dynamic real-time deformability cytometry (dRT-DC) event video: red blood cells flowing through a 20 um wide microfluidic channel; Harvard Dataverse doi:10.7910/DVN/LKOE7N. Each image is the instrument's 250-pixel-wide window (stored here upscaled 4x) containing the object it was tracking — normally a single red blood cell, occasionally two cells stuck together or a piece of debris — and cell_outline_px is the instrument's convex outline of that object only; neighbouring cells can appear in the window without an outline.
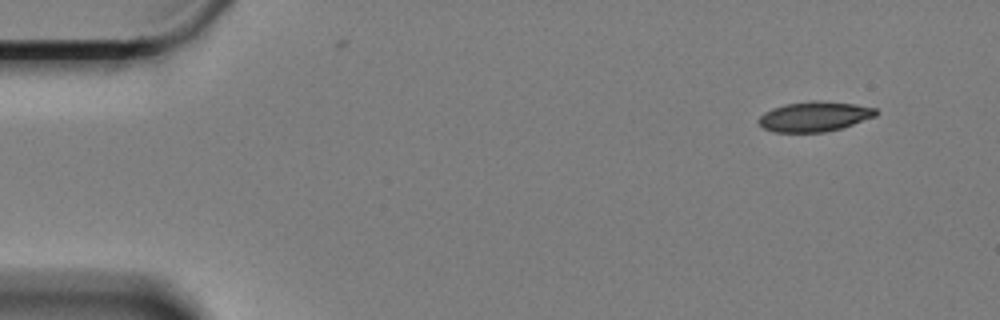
{"species": "Egyptian fruit bat (a non-hibernating species)", "species_latin": "Rousettus aegyptiacus", "temperature_condition": "cold", "stored_images_in_passage": 56, "camera_frame_rate_fps": 3000, "um_per_image_px": 0.085, "animal": {"sex": "female"}, "frame": {"image": 1, "passage_image": 1, "time_ms": 0.0, "image_size_px": [1000, 320], "cell_outline_px": [[880, 112], [876, 116], [840, 128], [824, 132], [772, 132], [764, 128], [756, 120], [764, 112], [772, 108], [788, 104], [852, 104], [876, 108]], "centroid_in_image_um": [69.2, 9.96], "position_along_channel_um": 15.8, "area_um2": 19.36}}
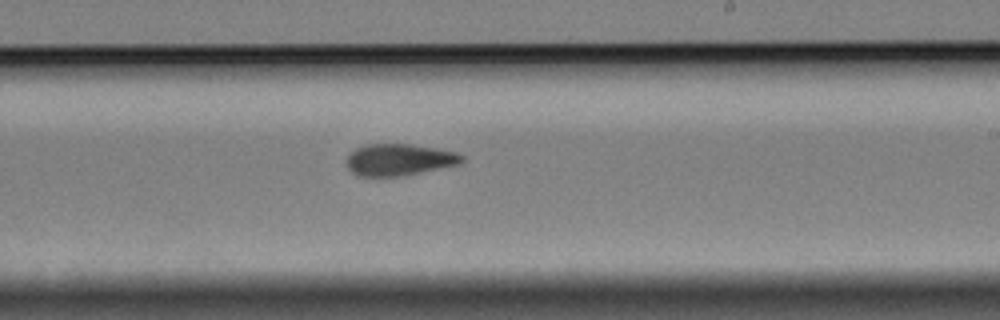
{"frame": {"image": 2, "passage_image": 32, "time_ms": 10.333, "image_size_px": [1000, 320], "cell_outline_px": [[464, 160], [460, 164], [404, 176], [356, 176], [348, 168], [348, 156], [356, 148], [368, 144], [408, 144], [456, 152], [464, 156]], "centroid_in_image_um": [33.94, 13.59], "position_along_channel_um": 255.1, "area_um2": 21.15}}
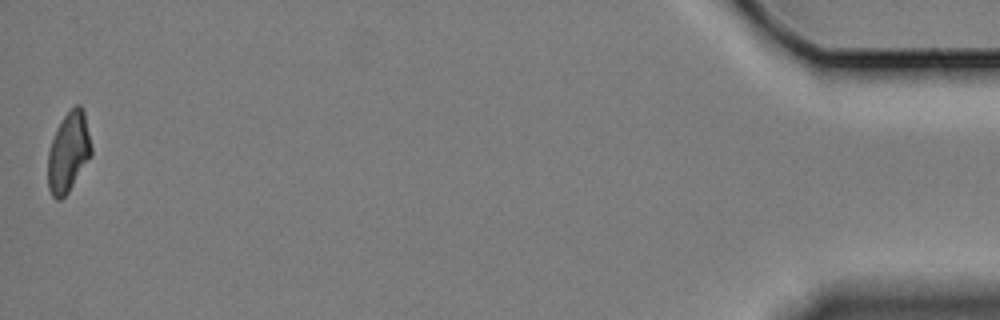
{"frame": {"image": 3, "passage_image": 56, "time_ms": 18.333, "image_size_px": [1000, 320], "cell_outline_px": [[92, 156], [68, 192], [60, 200], [56, 200], [52, 196], [48, 188], [48, 152], [56, 128], [64, 116], [76, 104], [80, 104], [84, 112], [92, 148]], "centroid_in_image_um": [5.82, 12.95], "position_along_channel_um": 429.4, "area_um2": 20.23}, "authors_computed_cell_mechanics": {"area_um2": 21.4438, "velocity_mm_per_s": 3.2995, "shape_relaxation_time_tau1_ms": 8.6357, "shape_relaxation_time_tau2_ms": 4.4757, "deformation_change_tau1": 0.1898, "deformation_change_tau2": 0.0992}}